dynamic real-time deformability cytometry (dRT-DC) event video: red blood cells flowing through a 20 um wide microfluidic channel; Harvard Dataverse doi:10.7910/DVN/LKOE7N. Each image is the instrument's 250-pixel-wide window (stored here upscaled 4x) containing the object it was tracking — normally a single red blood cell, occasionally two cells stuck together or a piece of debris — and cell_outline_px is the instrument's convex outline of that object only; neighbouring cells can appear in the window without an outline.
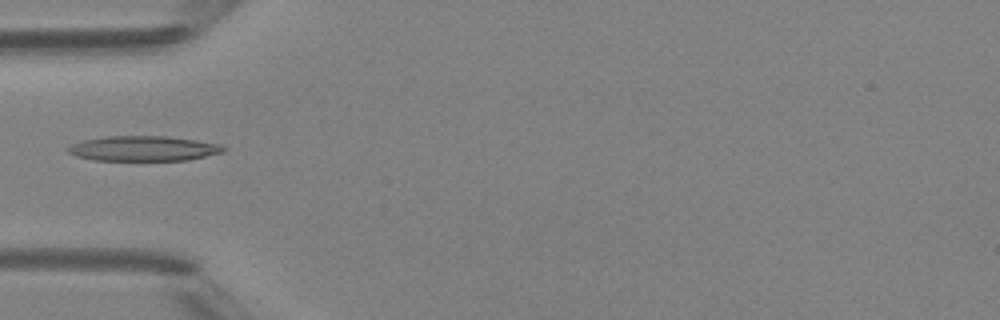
{"species": "Egyptian fruit bat (a non-hibernating species)", "species_latin": "Rousettus aegyptiacus", "temperature_condition": "room temperature", "stored_images_in_passage": 3, "camera_frame_rate_fps": 3000, "um_per_image_px": 0.085, "animal": {"sex": "female"}, "frame": {"image": 1, "passage_image": 3, "time_ms": 2.0, "image_size_px": [1000, 320], "cell_outline_px": [[228, 148], [224, 152], [188, 160], [96, 160], [76, 156], [68, 152], [68, 148], [72, 144], [84, 140], [104, 136], [168, 136], [196, 140], [220, 144]], "centroid_in_image_um": [12.24, 12.62], "position_along_channel_um": 72.8, "area_um2": 22.66}}